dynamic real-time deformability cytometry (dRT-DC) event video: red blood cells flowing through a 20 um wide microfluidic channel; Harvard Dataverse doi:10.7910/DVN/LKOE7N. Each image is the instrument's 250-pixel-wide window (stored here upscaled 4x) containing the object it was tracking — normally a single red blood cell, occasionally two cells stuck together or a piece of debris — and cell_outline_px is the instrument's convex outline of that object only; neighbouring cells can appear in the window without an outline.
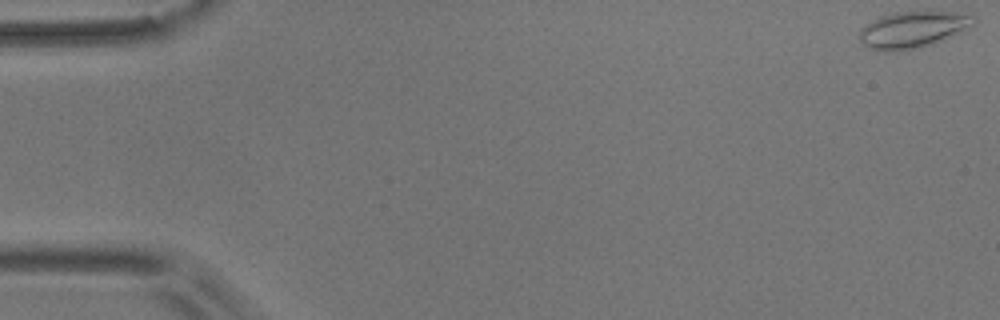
{"species": "common noctule bat (a hibernating species)", "species_latin": "Nyctalus noctula", "temperature_condition": "room temperature", "stored_images_in_passage": 51, "camera_frame_rate_fps": 3000, "um_per_image_px": 0.085, "animal": {"sex": "male", "body_mass_g": 17.9}, "frame": {"image": 1, "passage_image": 1, "time_ms": 0.0, "image_size_px": [1000, 320], "cell_outline_px": [[972, 24], [932, 44], [920, 48], [900, 52], [884, 52], [868, 48], [860, 40], [860, 28], [872, 20], [880, 16], [892, 12], [956, 12], [972, 16]], "centroid_in_image_um": [77.45, 2.54], "position_along_channel_um": 7.6, "area_um2": 23.87}}
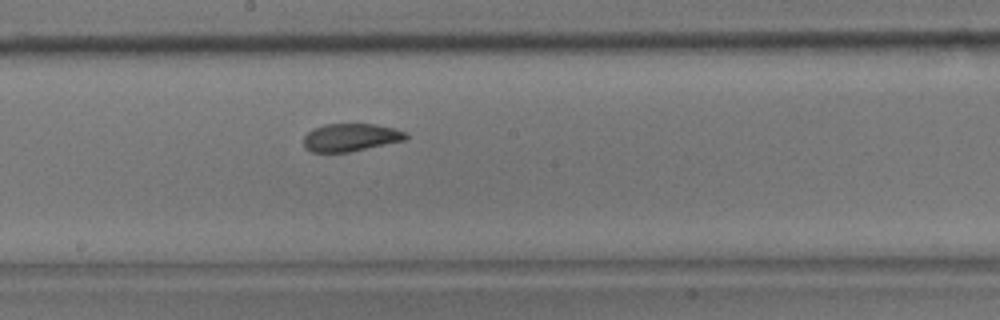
{"frame": {"image": 2, "passage_image": 30, "time_ms": 9.667, "image_size_px": [1000, 320], "cell_outline_px": [[408, 140], [348, 152], [312, 152], [304, 148], [304, 136], [312, 128], [324, 124], [372, 124], [396, 128], [408, 132]], "centroid_in_image_um": [29.84, 11.68], "position_along_channel_um": 218.4, "area_um2": 16.82}}
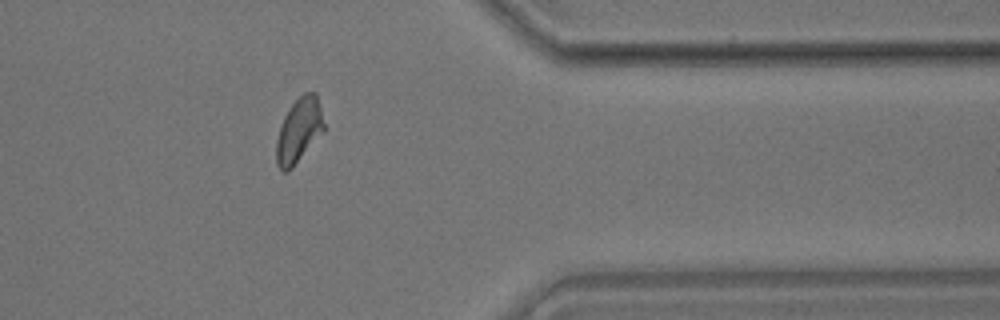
{"frame": {"image": 3, "passage_image": 45, "time_ms": 14.667, "image_size_px": [1000, 320], "cell_outline_px": [[324, 132], [292, 168], [288, 172], [284, 172], [276, 164], [276, 140], [284, 116], [292, 104], [304, 92], [316, 92], [324, 124]], "centroid_in_image_um": [25.41, 11.11], "position_along_channel_um": 386.0, "area_um2": 17.8}}